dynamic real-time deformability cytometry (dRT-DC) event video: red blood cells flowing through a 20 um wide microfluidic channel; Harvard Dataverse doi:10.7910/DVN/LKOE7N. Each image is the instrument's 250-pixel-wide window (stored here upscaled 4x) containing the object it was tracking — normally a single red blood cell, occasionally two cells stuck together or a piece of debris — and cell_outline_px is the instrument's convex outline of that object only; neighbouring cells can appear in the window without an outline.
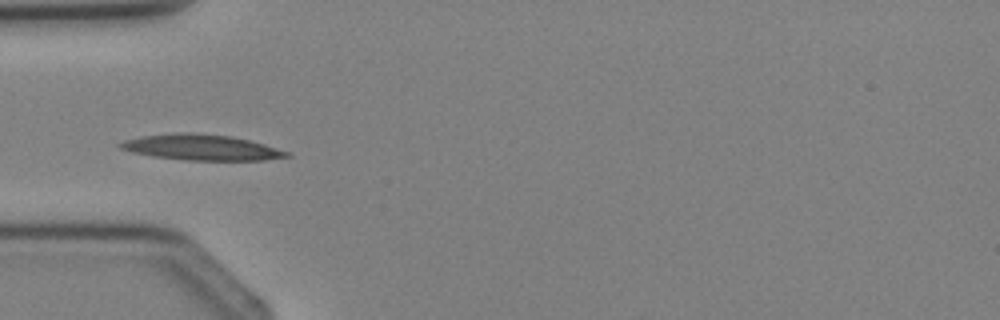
{"species": "Egyptian fruit bat (a non-hibernating species)", "species_latin": "Rousettus aegyptiacus", "temperature_condition": "cold", "stored_images_in_passage": 4, "camera_frame_rate_fps": 3000, "um_per_image_px": 0.085, "animal": {"sex": "female"}, "frame": {"image": 1, "passage_image": 4, "time_ms": 3.333, "image_size_px": [1000, 320], "cell_outline_px": [[292, 156], [264, 160], [184, 160], [152, 156], [132, 152], [120, 148], [116, 144], [124, 140], [140, 136], [176, 132], [188, 132], [232, 136], [264, 144], [288, 152]], "centroid_in_image_um": [17.06, 12.52], "position_along_channel_um": 67.9, "area_um2": 24.91}}